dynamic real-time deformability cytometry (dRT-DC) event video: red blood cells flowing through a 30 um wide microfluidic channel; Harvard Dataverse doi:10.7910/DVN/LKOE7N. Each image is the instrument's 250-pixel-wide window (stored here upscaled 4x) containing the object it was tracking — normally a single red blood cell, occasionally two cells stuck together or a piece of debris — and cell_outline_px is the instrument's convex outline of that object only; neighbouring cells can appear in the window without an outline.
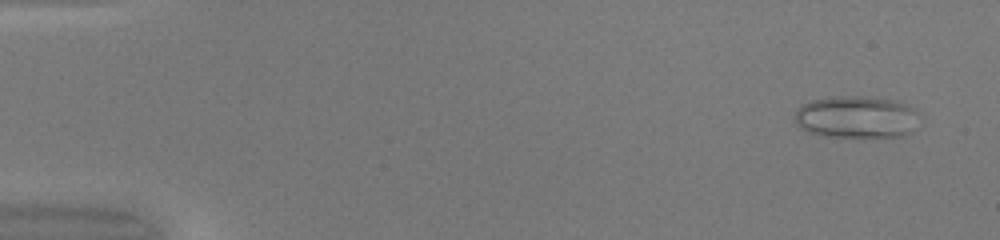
{"species": "common noctule bat (a hibernating species)", "species_latin": "Nyctalus noctula", "temperature_condition": "warm", "stored_images_in_passage": 49, "camera_frame_rate_fps": 3000, "um_per_image_px": 0.085, "animal": {"sex": "female", "body_mass_g": 20.0, "forearm_length_mm": 54.0}, "frame": {"image": 1, "passage_image": 3, "time_ms": 0.667, "image_size_px": [1000, 240], "cell_outline_px": [[916, 112], [912, 132], [904, 136], [820, 136], [808, 132], [800, 128], [796, 124], [792, 116], [796, 108], [800, 104], [812, 100], [832, 96], [860, 96], [892, 100], [904, 104], [912, 108]], "centroid_in_image_um": [72.66, 9.94], "position_along_channel_um": 12.3, "area_um2": 30.52}}
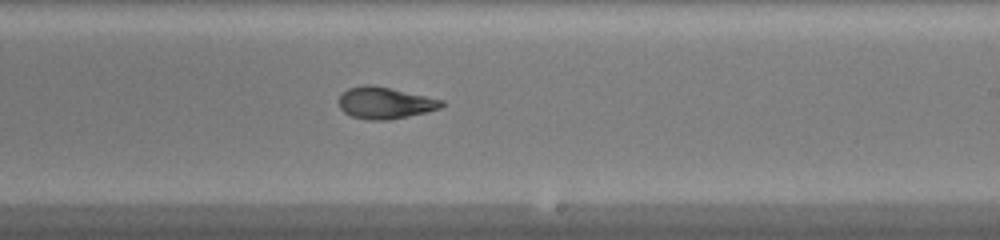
{"frame": {"image": 2, "passage_image": 30, "time_ms": 9.667, "image_size_px": [1000, 240], "cell_outline_px": [[444, 104], [440, 108], [408, 116], [388, 120], [368, 120], [352, 116], [344, 112], [340, 108], [340, 96], [348, 88], [364, 84], [372, 84], [444, 100]], "centroid_in_image_um": [32.71, 8.74], "position_along_channel_um": 256.3, "area_um2": 18.79}}
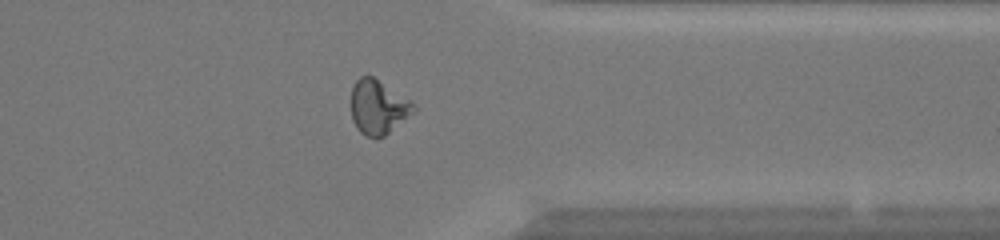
{"frame": {"image": 3, "passage_image": 39, "time_ms": 12.667, "image_size_px": [1000, 240], "cell_outline_px": [[416, 108], [412, 112], [384, 136], [376, 140], [364, 136], [356, 128], [352, 120], [352, 88], [356, 80], [360, 76], [372, 76], [408, 100]], "centroid_in_image_um": [32.07, 9.14], "position_along_channel_um": 379.3, "area_um2": 19.25}, "authors_computed_cell_mechanics": {"area_um2": 19.8832, "velocity_mm_per_s": 4.2713, "shape_relaxation_time_tau1_ms": null, "shape_relaxation_time_tau2_ms": 1.2326, "deformation_change_tau1": null, "deformation_change_tau2": 0.0738}}